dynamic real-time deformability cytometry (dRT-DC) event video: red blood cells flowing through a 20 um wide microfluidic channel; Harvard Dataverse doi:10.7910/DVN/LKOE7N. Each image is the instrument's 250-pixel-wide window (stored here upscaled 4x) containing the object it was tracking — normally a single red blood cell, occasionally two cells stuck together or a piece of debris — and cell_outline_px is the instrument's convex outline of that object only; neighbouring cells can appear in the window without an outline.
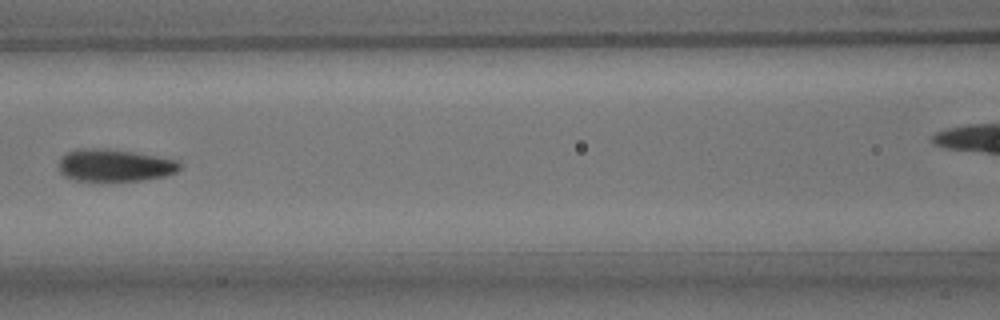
{"species": "common noctule bat (a hibernating species)", "species_latin": "Nyctalus noctula", "temperature_condition": "room temperature", "stored_images_in_passage": 5, "camera_frame_rate_fps": 3000, "um_per_image_px": 0.085, "animal": {"sex": "male", "body_mass_g": 15.6}, "frame": {"image": 1, "passage_image": 4, "time_ms": 3.667, "image_size_px": [1000, 320], "cell_outline_px": [[184, 164], [176, 172], [164, 176], [140, 180], [100, 184], [92, 184], [72, 180], [64, 176], [60, 172], [60, 156], [68, 152], [80, 148], [84, 148], [132, 152], [180, 160]], "centroid_in_image_um": [9.72, 14.12], "position_along_channel_um": 156.9, "area_um2": 23.52}}